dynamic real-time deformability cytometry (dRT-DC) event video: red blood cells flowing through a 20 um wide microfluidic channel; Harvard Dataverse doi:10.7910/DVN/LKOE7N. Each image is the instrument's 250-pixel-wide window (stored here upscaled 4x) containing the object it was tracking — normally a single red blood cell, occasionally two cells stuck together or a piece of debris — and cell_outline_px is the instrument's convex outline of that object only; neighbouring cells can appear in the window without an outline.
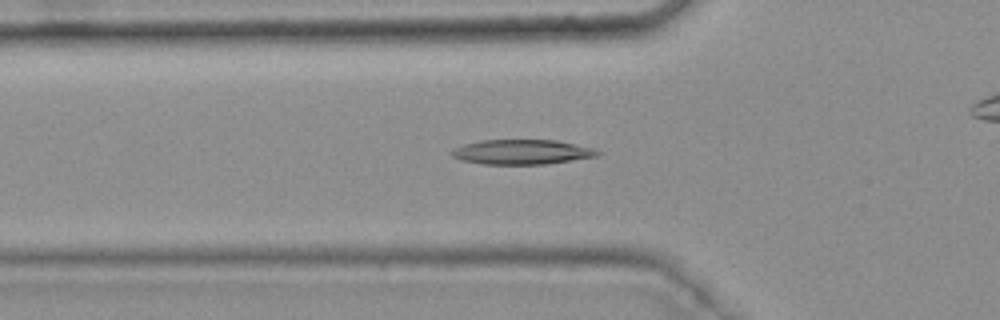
{"species": "common noctule bat (a hibernating species)", "species_latin": "Nyctalus noctula", "temperature_condition": "warm", "stored_images_in_passage": 35, "camera_frame_rate_fps": 3000, "um_per_image_px": 0.085, "animal": {"sex": "female", "body_mass_g": 25.1}, "frame": {"image": 1, "passage_image": 5, "time_ms": 1.333, "image_size_px": [1000, 320], "cell_outline_px": [[604, 152], [600, 156], [544, 164], [480, 164], [460, 160], [452, 156], [452, 148], [464, 144], [480, 140], [556, 140], [596, 148]], "centroid_in_image_um": [44.4, 12.91], "position_along_channel_um": 81.4, "area_um2": 21.33}}
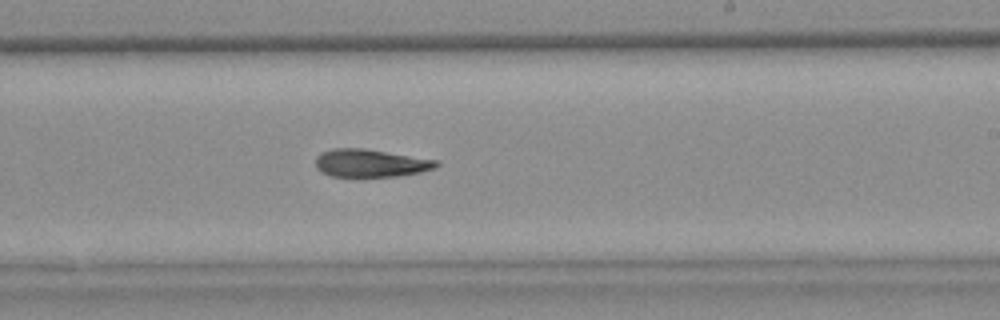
{"frame": {"image": 2, "passage_image": 19, "time_ms": 6.0, "image_size_px": [1000, 320], "cell_outline_px": [[440, 164], [436, 168], [420, 172], [400, 176], [332, 176], [320, 172], [316, 168], [316, 156], [320, 152], [332, 148], [364, 148], [440, 160]], "centroid_in_image_um": [31.51, 13.85], "position_along_channel_um": 257.5, "area_um2": 19.83}}
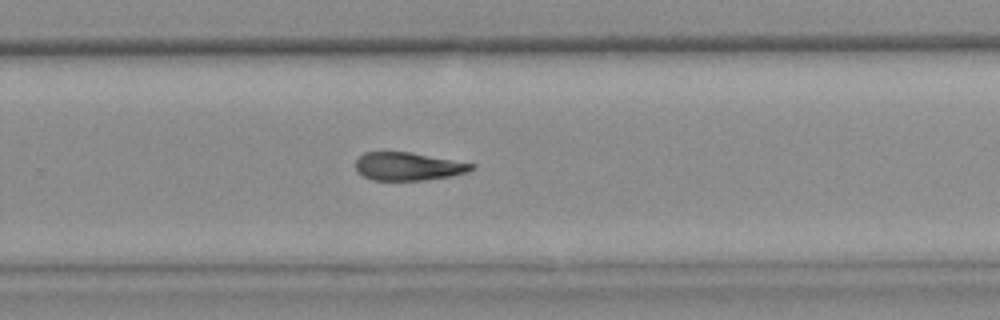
{"frame": {"image": 3, "passage_image": 22, "time_ms": 7.0, "image_size_px": [1000, 320], "cell_outline_px": [[476, 168], [468, 172], [452, 176], [424, 180], [372, 180], [356, 172], [356, 160], [364, 152], [412, 152], [476, 164]], "centroid_in_image_um": [34.72, 14.14], "position_along_channel_um": 295.1, "area_um2": 19.13}}